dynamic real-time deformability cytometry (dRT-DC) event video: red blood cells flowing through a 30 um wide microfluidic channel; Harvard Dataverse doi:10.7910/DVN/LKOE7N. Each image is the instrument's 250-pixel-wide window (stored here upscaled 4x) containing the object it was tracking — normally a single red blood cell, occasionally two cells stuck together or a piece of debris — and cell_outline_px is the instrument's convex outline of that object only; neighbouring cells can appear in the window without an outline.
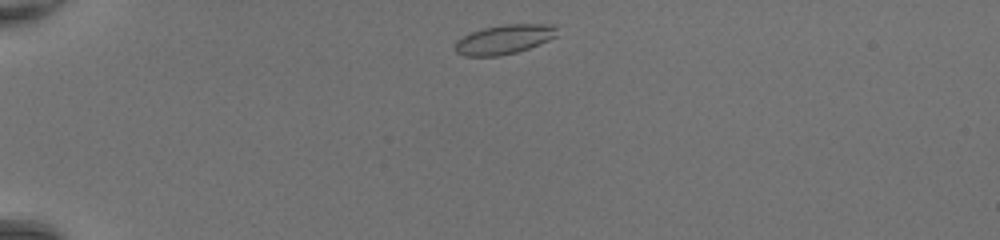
{"species": "common noctule bat (a hibernating species)", "species_latin": "Nyctalus noctula", "temperature_condition": "room temperature", "stored_images_in_passage": 38, "camera_frame_rate_fps": 3000, "um_per_image_px": 0.085, "animal": {"sex": "female", "body_mass_g": 20.0, "forearm_length_mm": 54.0}, "frame": {"image": 1, "passage_image": 2, "time_ms": 0.333, "image_size_px": [1000, 240], "cell_outline_px": [[560, 24], [556, 36], [540, 44], [516, 52], [500, 56], [464, 56], [456, 52], [456, 40], [472, 32], [484, 28], [504, 24]], "centroid_in_image_um": [42.91, 3.34], "position_along_channel_um": 42.1, "area_um2": 17.51}}
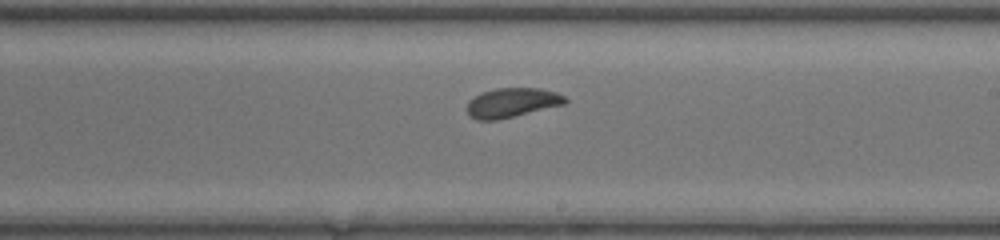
{"frame": {"image": 2, "passage_image": 20, "time_ms": 6.333, "image_size_px": [1000, 240], "cell_outline_px": [[568, 100], [564, 104], [496, 120], [476, 120], [468, 116], [468, 100], [484, 92], [496, 88], [540, 88], [556, 92], [564, 96]], "centroid_in_image_um": [43.51, 8.72], "position_along_channel_um": 245.5, "area_um2": 16.59}}
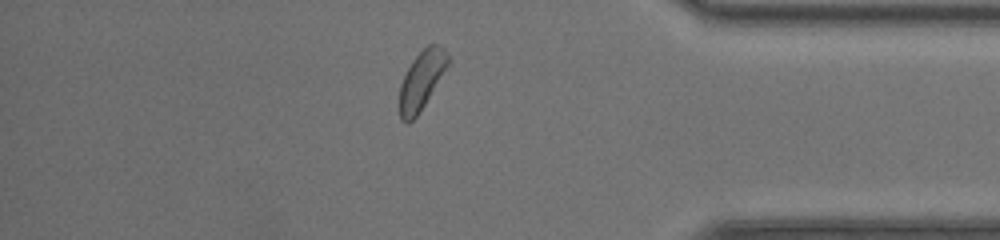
{"frame": {"image": 3, "passage_image": 32, "time_ms": 10.333, "image_size_px": [1000, 240], "cell_outline_px": [[452, 60], [424, 104], [416, 116], [408, 124], [404, 124], [400, 120], [400, 84], [412, 60], [428, 44], [440, 44], [448, 52]], "centroid_in_image_um": [35.86, 6.79], "position_along_channel_um": 399.3, "area_um2": 16.53}, "authors_computed_cell_mechanics": {"area_um2": 17.1666, "velocity_mm_per_s": 4.3187, "shape_relaxation_time_tau1_ms": 2.1661, "shape_relaxation_time_tau2_ms": 1.2123, "deformation_change_tau1": 0.105, "deformation_change_tau2": 0.0561}}